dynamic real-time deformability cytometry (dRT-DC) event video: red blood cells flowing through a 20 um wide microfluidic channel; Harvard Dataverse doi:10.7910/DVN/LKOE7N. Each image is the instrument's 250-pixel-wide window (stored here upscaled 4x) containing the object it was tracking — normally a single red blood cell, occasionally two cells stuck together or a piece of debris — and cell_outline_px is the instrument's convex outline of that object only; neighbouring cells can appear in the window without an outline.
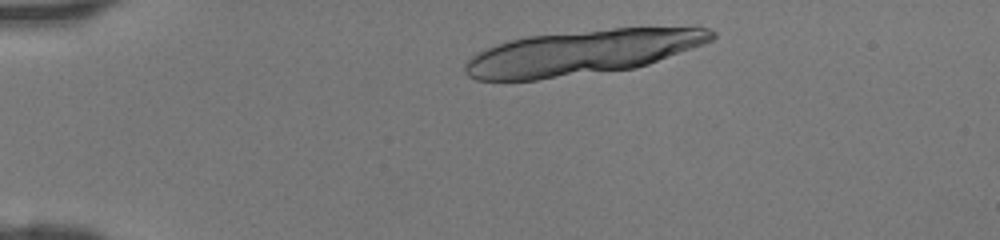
{"species": "human", "species_latin": "Homo sapiens", "temperature_condition": "room temperature", "stored_images_in_passage": 12, "camera_frame_rate_fps": 3000, "um_per_image_px": 0.085, "donor": {"sex": "female"}, "frame": {"image": 1, "passage_image": 4, "time_ms": 1.0, "image_size_px": [1000, 240], "cell_outline_px": [[716, 36], [712, 40], [704, 44], [648, 64], [636, 68], [536, 80], [476, 80], [468, 76], [464, 72], [464, 64], [472, 56], [496, 44], [528, 36], [612, 28], [712, 28], [716, 32]], "centroid_in_image_um": [49.48, 4.47], "position_along_channel_um": 35.5, "area_um2": 63.98}}